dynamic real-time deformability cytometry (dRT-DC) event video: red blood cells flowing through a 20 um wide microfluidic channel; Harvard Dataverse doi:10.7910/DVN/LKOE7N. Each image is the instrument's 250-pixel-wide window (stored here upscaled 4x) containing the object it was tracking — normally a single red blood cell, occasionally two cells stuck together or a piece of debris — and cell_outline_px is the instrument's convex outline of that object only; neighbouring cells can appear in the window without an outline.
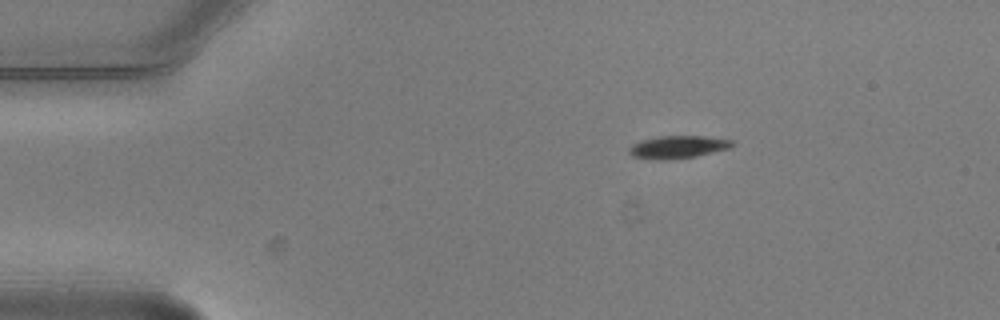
{"species": "common noctule bat (a hibernating species)", "species_latin": "Nyctalus noctula", "temperature_condition": "warm", "stored_images_in_passage": 3, "camera_frame_rate_fps": 3000, "um_per_image_px": 0.085, "animal": {"sex": "male", "body_mass_g": 20.5, "forearm_length_mm": 52.5}, "frame": {"image": 1, "passage_image": 1, "time_ms": 0.0, "image_size_px": [1000, 320], "cell_outline_px": [[736, 144], [728, 148], [696, 156], [664, 160], [656, 160], [632, 156], [628, 152], [628, 148], [632, 144], [640, 140], [660, 136], [704, 136], [732, 140]], "centroid_in_image_um": [57.58, 12.49], "position_along_channel_um": 27.4, "area_um2": 13.58}}